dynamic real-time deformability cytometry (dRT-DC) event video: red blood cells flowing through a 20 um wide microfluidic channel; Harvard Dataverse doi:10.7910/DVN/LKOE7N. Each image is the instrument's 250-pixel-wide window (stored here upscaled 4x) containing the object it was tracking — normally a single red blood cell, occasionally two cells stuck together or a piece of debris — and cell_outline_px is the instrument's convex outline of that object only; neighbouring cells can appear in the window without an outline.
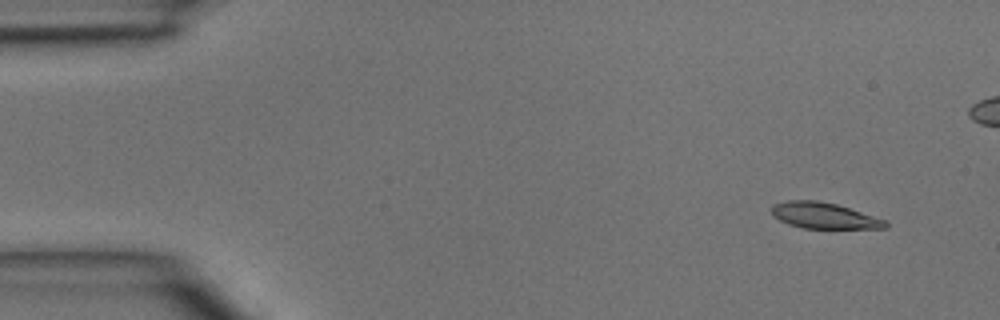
{"species": "common noctule bat (a hibernating species)", "species_latin": "Nyctalus noctula", "temperature_condition": "room temperature", "stored_images_in_passage": 3, "camera_frame_rate_fps": 3000, "um_per_image_px": 0.085, "animal": {"sex": "male", "body_mass_g": 15.6}, "frame": {"image": 1, "passage_image": 3, "time_ms": 0.667, "image_size_px": [1000, 320], "cell_outline_px": [[888, 228], [800, 228], [788, 224], [772, 216], [772, 204], [788, 200], [816, 200], [836, 204], [888, 220]], "centroid_in_image_um": [70.04, 18.32], "position_along_channel_um": 15.0, "area_um2": 17.34}}